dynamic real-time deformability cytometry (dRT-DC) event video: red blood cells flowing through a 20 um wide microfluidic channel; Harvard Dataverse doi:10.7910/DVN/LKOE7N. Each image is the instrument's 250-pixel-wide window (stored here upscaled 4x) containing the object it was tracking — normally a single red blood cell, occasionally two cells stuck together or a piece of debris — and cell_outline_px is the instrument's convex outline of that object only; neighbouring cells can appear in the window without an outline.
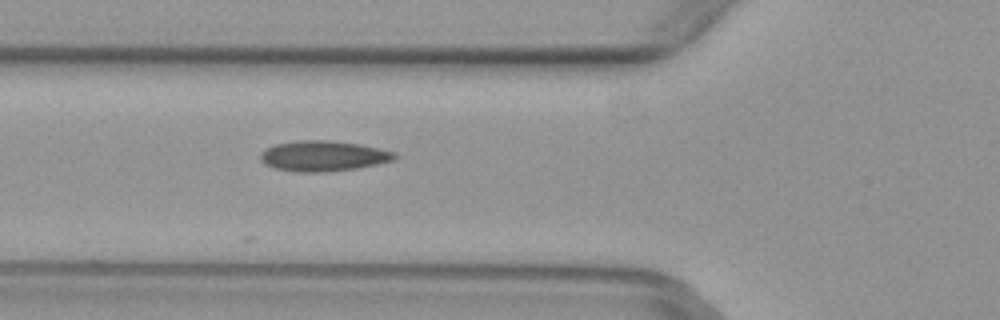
{"species": "common noctule bat (a hibernating species)", "species_latin": "Nyctalus noctula", "temperature_condition": "warm", "stored_images_in_passage": 4, "camera_frame_rate_fps": 3000, "um_per_image_px": 0.085, "animal": {"sex": "female", "body_mass_g": 29.2, "forearm_length_mm": 56.3}, "frame": {"image": 1, "passage_image": 4, "time_ms": 1.0, "image_size_px": [1000, 320], "cell_outline_px": [[396, 156], [392, 160], [376, 164], [356, 168], [328, 172], [296, 172], [276, 168], [264, 164], [260, 160], [260, 152], [264, 148], [276, 144], [296, 140], [328, 140], [360, 144], [396, 152]], "centroid_in_image_um": [27.42, 13.25], "position_along_channel_um": 98.4, "area_um2": 23.87}}